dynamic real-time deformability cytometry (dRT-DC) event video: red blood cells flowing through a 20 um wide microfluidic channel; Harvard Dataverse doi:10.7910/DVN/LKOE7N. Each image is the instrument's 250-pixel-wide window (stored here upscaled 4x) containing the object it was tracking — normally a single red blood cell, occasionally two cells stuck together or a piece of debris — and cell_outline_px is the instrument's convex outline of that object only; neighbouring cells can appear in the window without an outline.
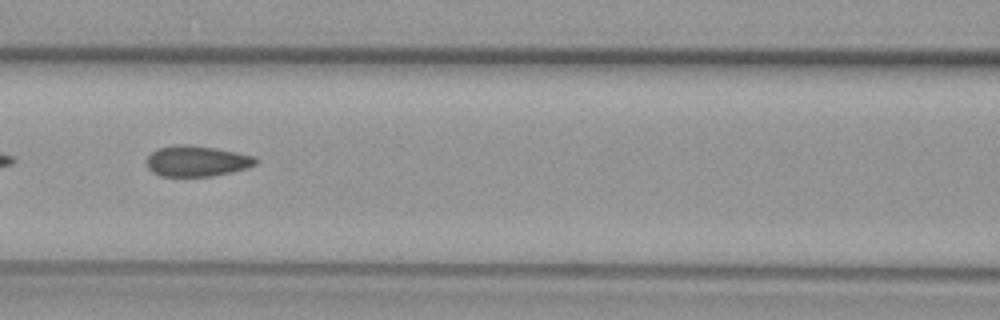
{"species": "common noctule bat (a hibernating species)", "species_latin": "Nyctalus noctula", "temperature_condition": "warm", "stored_images_in_passage": 32, "camera_frame_rate_fps": 3000, "um_per_image_px": 0.085, "animal": {"sex": "female", "body_mass_g": 29.2, "forearm_length_mm": 56.3}, "frame": {"image": 1, "passage_image": 10, "time_ms": 3.0, "image_size_px": [1000, 320], "cell_outline_px": [[260, 160], [256, 164], [248, 168], [212, 176], [160, 176], [152, 172], [148, 168], [148, 156], [152, 152], [160, 148], [180, 144], [188, 144], [216, 148], [256, 156]], "centroid_in_image_um": [16.78, 13.69], "position_along_channel_um": 149.8, "area_um2": 19.54}}